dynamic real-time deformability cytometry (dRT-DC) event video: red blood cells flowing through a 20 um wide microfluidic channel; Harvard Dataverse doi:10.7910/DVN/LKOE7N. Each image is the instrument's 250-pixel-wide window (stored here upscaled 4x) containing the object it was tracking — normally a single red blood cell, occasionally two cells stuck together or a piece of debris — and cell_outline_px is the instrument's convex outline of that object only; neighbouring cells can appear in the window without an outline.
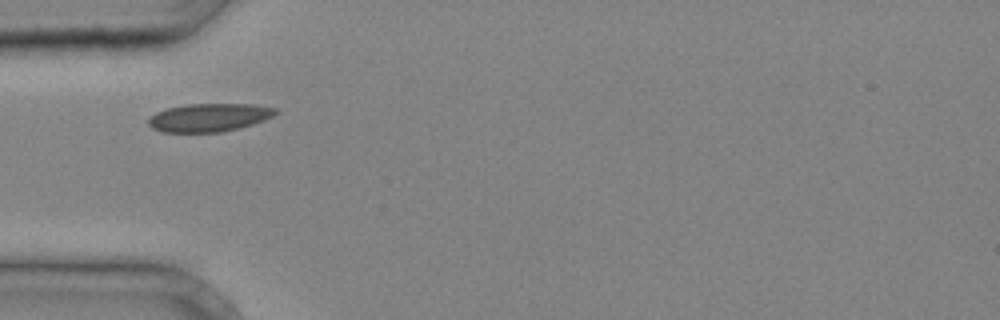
{"species": "common noctule bat (a hibernating species)", "species_latin": "Nyctalus noctula", "temperature_condition": "cold", "stored_images_in_passage": 2, "camera_frame_rate_fps": 3000, "um_per_image_px": 0.085, "animal": {"sex": "male", "body_mass_g": 20.4}, "frame": {"image": 1, "passage_image": 1, "time_ms": 0.0, "image_size_px": [1000, 320], "cell_outline_px": [[280, 112], [264, 120], [240, 128], [220, 132], [160, 132], [152, 128], [148, 124], [148, 120], [156, 112], [168, 108], [188, 104], [252, 104], [280, 108]], "centroid_in_image_um": [17.82, 9.98], "position_along_channel_um": 67.2, "area_um2": 20.98}}
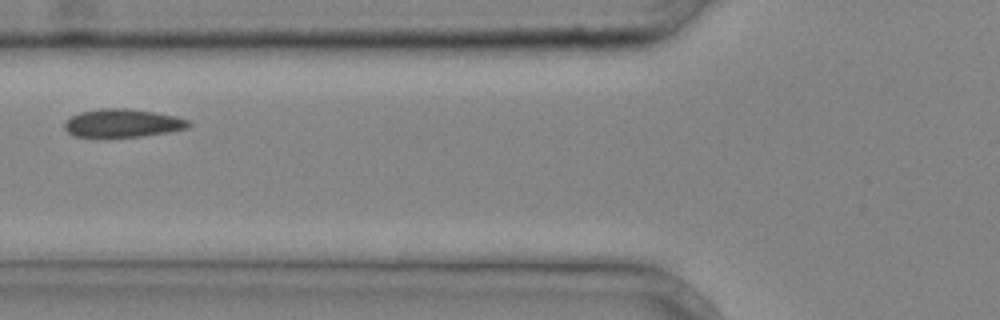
{"frame": {"image": 2, "passage_image": 2, "time_ms": 0.333, "image_size_px": [1000, 320], "cell_outline_px": [[192, 124], [188, 128], [168, 132], [144, 136], [108, 140], [104, 140], [72, 136], [64, 128], [64, 120], [80, 112], [100, 108], [128, 108], [176, 116], [188, 120]], "centroid_in_image_um": [10.35, 10.52], "position_along_channel_um": 115.5, "area_um2": 21.39}}